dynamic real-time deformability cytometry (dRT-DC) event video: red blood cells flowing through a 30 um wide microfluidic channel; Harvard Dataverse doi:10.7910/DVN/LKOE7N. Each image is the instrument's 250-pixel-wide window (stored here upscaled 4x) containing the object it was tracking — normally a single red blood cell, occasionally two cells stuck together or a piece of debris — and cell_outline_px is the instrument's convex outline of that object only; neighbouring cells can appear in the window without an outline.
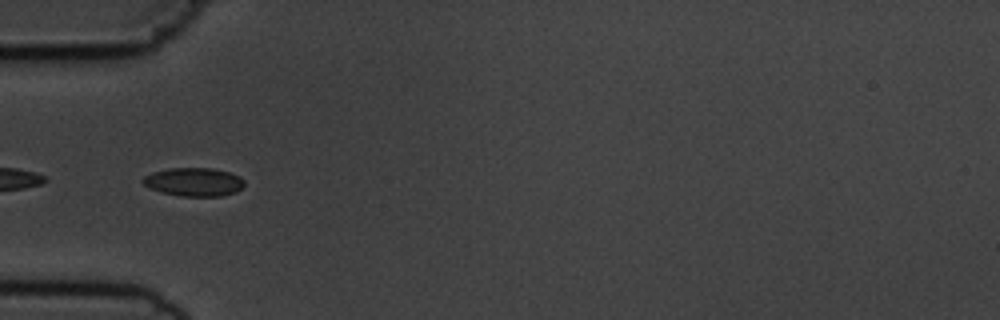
{"species": "common noctule bat (a hibernating species)", "species_latin": "Nyctalus noctula", "temperature_condition": "cold", "stored_images_in_passage": 5, "camera_frame_rate_fps": 3000, "um_per_image_px": 0.085, "animal": {"sex": "male", "body_mass_g": 19.5, "forearm_length_mm": 54.6}, "frame": {"image": 1, "passage_image": 5, "time_ms": 4.667, "image_size_px": [1000, 320], "cell_outline_px": [[244, 184], [236, 192], [220, 196], [180, 196], [160, 192], [144, 184], [140, 180], [144, 176], [152, 172], [168, 168], [212, 168], [228, 172], [240, 176], [244, 180]], "centroid_in_image_um": [16.46, 15.46], "position_along_channel_um": 68.5, "area_um2": 16.82}}